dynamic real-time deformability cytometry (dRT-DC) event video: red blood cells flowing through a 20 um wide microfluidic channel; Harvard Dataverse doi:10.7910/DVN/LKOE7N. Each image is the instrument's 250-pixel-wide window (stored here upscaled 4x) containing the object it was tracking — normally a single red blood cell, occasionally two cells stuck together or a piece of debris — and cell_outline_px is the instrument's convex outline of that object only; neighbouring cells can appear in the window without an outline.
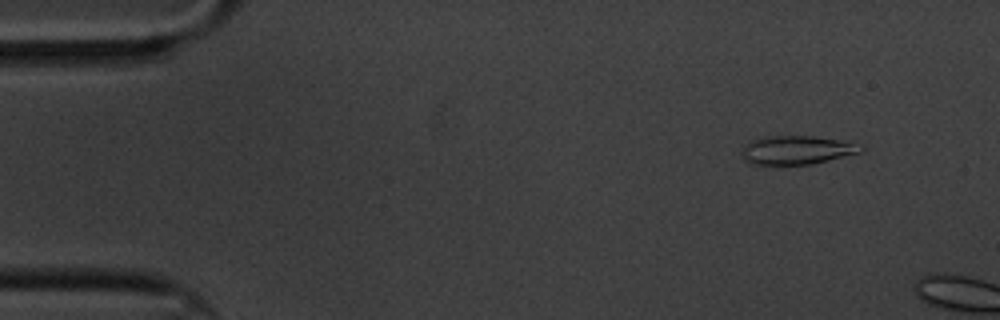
{"species": "common noctule bat (a hibernating species)", "species_latin": "Nyctalus noctula", "temperature_condition": "cold", "stored_images_in_passage": 4, "camera_frame_rate_fps": 3000, "um_per_image_px": 0.085, "animal": {"sex": "male", "body_mass_g": 20.1, "forearm_length_mm": 53.5}, "frame": {"image": 1, "passage_image": 1, "time_ms": 0.0, "image_size_px": [1000, 320], "cell_outline_px": [[864, 148], [860, 152], [812, 164], [748, 164], [744, 160], [740, 152], [748, 140], [764, 136], [812, 136], [852, 140], [864, 144]], "centroid_in_image_um": [67.75, 12.73], "position_along_channel_um": 17.2, "area_um2": 20.4}}